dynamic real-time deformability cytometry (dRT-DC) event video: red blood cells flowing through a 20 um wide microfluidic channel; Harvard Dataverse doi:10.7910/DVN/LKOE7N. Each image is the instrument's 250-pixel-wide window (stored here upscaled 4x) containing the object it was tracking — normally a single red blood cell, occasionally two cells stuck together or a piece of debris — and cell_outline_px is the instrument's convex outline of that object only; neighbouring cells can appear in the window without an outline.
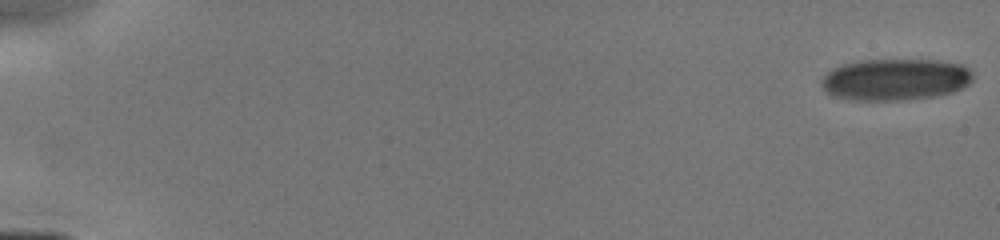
{"species": "human", "species_latin": "Homo sapiens", "temperature_condition": "cold", "stored_images_in_passage": 13, "camera_frame_rate_fps": 3000, "um_per_image_px": 0.085, "donor": {"sex": "male"}, "frame": {"image": 1, "passage_image": 1, "time_ms": 0.0, "image_size_px": [1000, 240], "cell_outline_px": [[972, 80], [968, 84], [952, 92], [932, 96], [900, 100], [852, 100], [836, 96], [828, 92], [820, 84], [820, 80], [832, 68], [840, 64], [860, 60], [940, 60], [960, 64], [968, 68], [972, 72]], "centroid_in_image_um": [76.08, 6.74], "position_along_channel_um": 8.9, "area_um2": 36.65}}
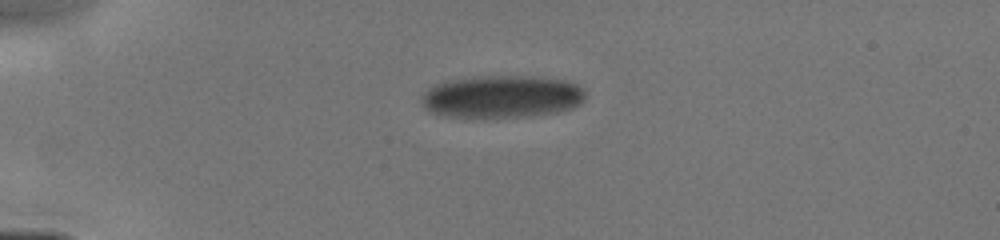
{"frame": {"image": 2, "passage_image": 11, "time_ms": 4.0, "image_size_px": [1000, 240], "cell_outline_px": [[584, 100], [580, 104], [572, 108], [560, 112], [532, 116], [448, 116], [428, 112], [424, 108], [420, 100], [420, 96], [428, 88], [436, 84], [456, 80], [488, 76], [512, 76], [564, 80], [576, 84], [584, 88]], "centroid_in_image_um": [42.66, 8.23], "position_along_channel_um": 42.3, "area_um2": 40.0}}